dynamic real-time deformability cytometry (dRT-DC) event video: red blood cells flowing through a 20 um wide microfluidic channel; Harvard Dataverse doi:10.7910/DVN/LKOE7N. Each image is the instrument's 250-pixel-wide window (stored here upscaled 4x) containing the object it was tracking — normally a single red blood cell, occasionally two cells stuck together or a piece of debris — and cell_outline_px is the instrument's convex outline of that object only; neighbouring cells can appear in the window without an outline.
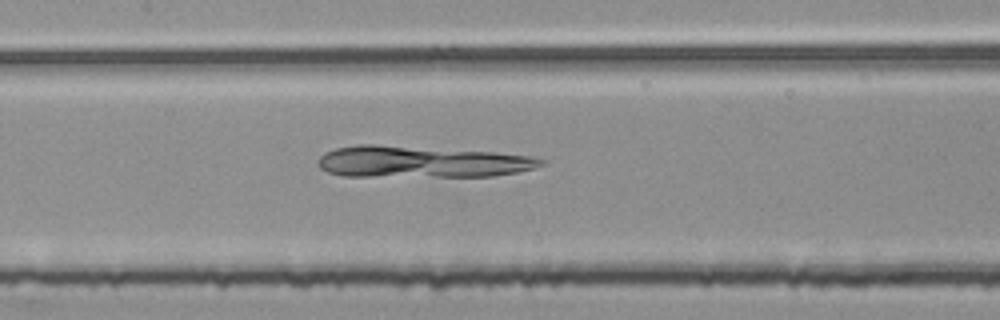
{"species": "common noctule bat (a hibernating species)", "species_latin": "Nyctalus noctula", "temperature_condition": "room temperature", "stored_images_in_passage": 36, "camera_frame_rate_fps": 3000, "um_per_image_px": 0.085, "animal": {"sex": "female", "body_mass_g": 25.1}, "frame": {"image": 1, "passage_image": 13, "time_ms": 4.0, "image_size_px": [1000, 320], "cell_outline_px": [[544, 164], [536, 168], [520, 172], [492, 176], [344, 176], [328, 172], [320, 168], [316, 164], [316, 160], [324, 152], [336, 148], [360, 144], [376, 144], [492, 152], [528, 156], [544, 160]], "centroid_in_image_um": [35.77, 13.75], "position_along_channel_um": 171.6, "area_um2": 41.04}}
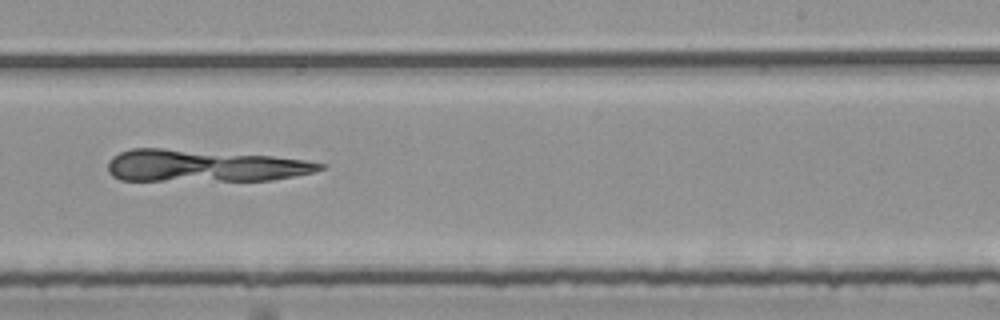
{"frame": {"image": 2, "passage_image": 21, "time_ms": 6.667, "image_size_px": [1000, 320], "cell_outline_px": [[324, 168], [312, 172], [272, 180], [120, 180], [112, 176], [108, 172], [108, 160], [112, 156], [120, 152], [132, 148], [164, 148], [272, 156], [304, 160], [324, 164]], "centroid_in_image_um": [17.27, 14.08], "position_along_channel_um": 271.7, "area_um2": 39.36}}
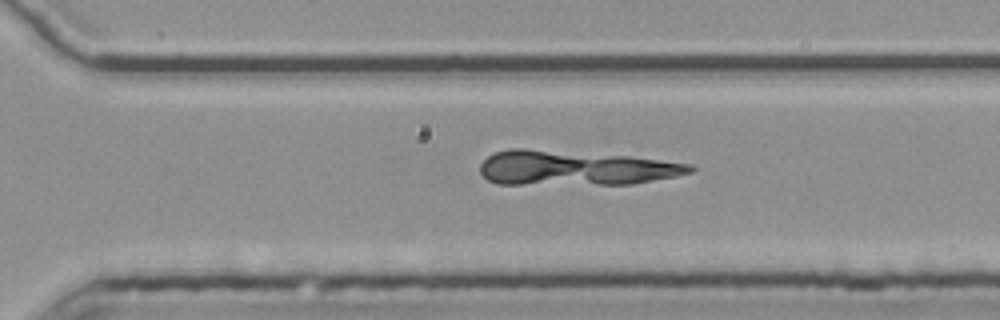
{"frame": {"image": 3, "passage_image": 25, "time_ms": 8.0, "image_size_px": [1000, 320], "cell_outline_px": [[696, 168], [692, 172], [676, 176], [632, 184], [496, 184], [488, 180], [480, 172], [480, 164], [492, 152], [508, 148], [524, 148], [628, 156], [692, 164]], "centroid_in_image_um": [48.85, 14.28], "position_along_channel_um": 321.8, "area_um2": 42.6}}